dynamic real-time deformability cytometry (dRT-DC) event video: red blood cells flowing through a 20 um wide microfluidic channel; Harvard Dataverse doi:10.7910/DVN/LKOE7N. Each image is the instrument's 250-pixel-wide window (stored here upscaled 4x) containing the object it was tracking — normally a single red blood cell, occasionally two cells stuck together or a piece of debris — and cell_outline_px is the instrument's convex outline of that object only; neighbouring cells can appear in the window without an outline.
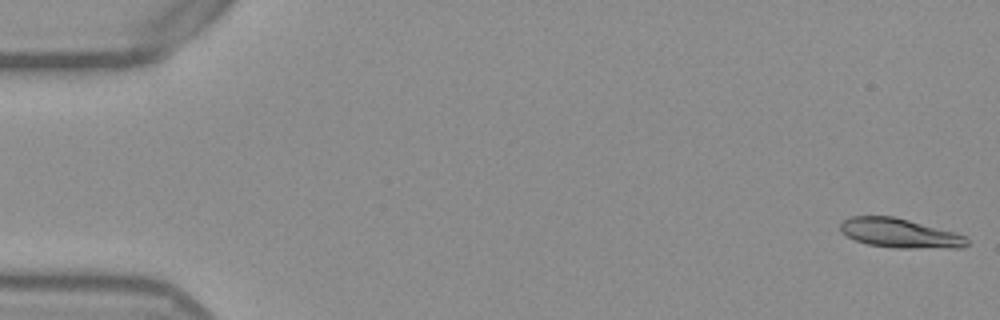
{"species": "Egyptian fruit bat (a non-hibernating species)", "species_latin": "Rousettus aegyptiacus", "temperature_condition": "warm", "stored_images_in_passage": 53, "camera_frame_rate_fps": 3000, "um_per_image_px": 0.085, "frame": {"image": 1, "passage_image": 1, "time_ms": 0.0, "image_size_px": [1000, 320], "cell_outline_px": [[968, 244], [964, 248], [896, 248], [868, 244], [856, 240], [840, 232], [840, 224], [844, 220], [852, 216], [892, 216], [956, 232], [964, 236], [968, 240]], "centroid_in_image_um": [76.5, 19.83], "position_along_channel_um": 8.5, "area_um2": 21.56}}
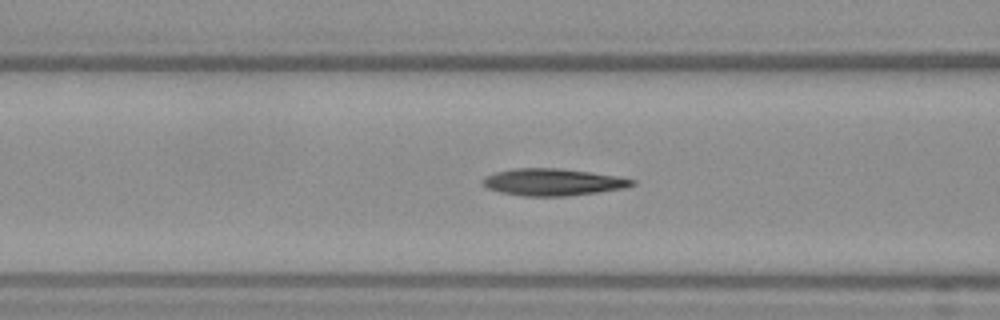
{"frame": {"image": 2, "passage_image": 21, "time_ms": 6.667, "image_size_px": [1000, 320], "cell_outline_px": [[636, 184], [624, 188], [596, 192], [564, 196], [524, 196], [500, 192], [488, 188], [480, 184], [480, 180], [484, 176], [496, 172], [512, 168], [560, 168], [616, 176], [636, 180]], "centroid_in_image_um": [46.93, 15.47], "position_along_channel_um": 119.7, "area_um2": 23.47}}
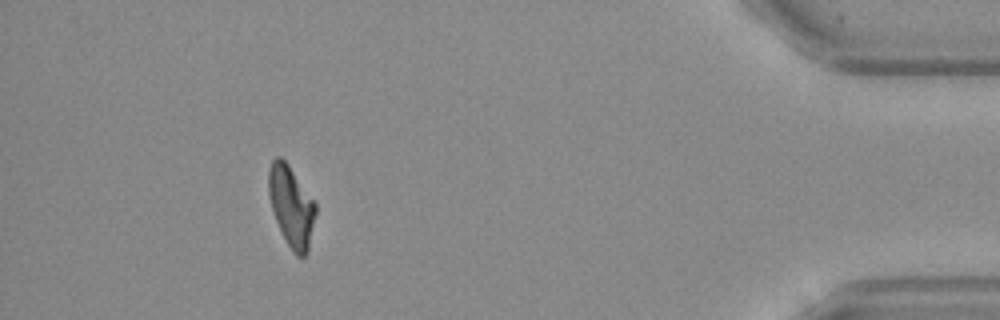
{"frame": {"image": 3, "passage_image": 48, "time_ms": 15.667, "image_size_px": [1000, 320], "cell_outline_px": [[316, 212], [308, 252], [304, 256], [296, 256], [292, 252], [276, 220], [272, 208], [268, 192], [268, 168], [272, 160], [276, 156], [280, 156], [288, 164], [316, 204]], "centroid_in_image_um": [24.75, 17.52], "position_along_channel_um": 410.4, "area_um2": 21.85}, "authors_computed_cell_mechanics": {"area_um2": 22.831, "velocity_mm_per_s": 3.8598, "shape_relaxation_time_tau1_ms": 9.7493, "shape_relaxation_time_tau2_ms": 5.5893, "deformation_change_tau1": 0.2553, "deformation_change_tau2": 0.1281}}